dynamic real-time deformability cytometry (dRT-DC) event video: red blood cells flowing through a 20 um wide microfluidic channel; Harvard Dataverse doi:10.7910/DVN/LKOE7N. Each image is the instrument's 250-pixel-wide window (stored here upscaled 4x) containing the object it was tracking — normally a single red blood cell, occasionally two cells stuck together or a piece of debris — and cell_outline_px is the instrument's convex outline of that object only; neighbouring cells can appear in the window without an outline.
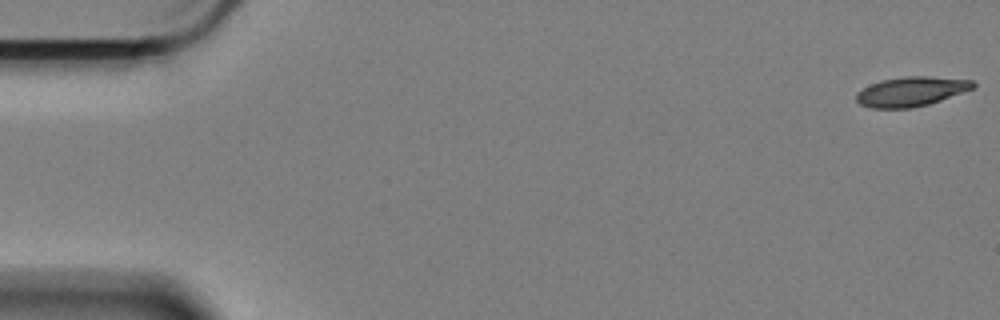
{"species": "Egyptian fruit bat (a non-hibernating species)", "species_latin": "Rousettus aegyptiacus", "temperature_condition": "cold", "stored_images_in_passage": 59, "camera_frame_rate_fps": 3000, "um_per_image_px": 0.085, "animal": {"sex": "female"}, "frame": {"image": 1, "passage_image": 1, "time_ms": 0.0, "image_size_px": [1000, 320], "cell_outline_px": [[976, 84], [972, 88], [940, 100], [928, 104], [912, 108], [872, 108], [860, 104], [856, 100], [856, 92], [872, 84], [884, 80], [904, 76], [928, 76], [972, 80]], "centroid_in_image_um": [77.42, 7.78], "position_along_channel_um": 7.6, "area_um2": 19.77}}
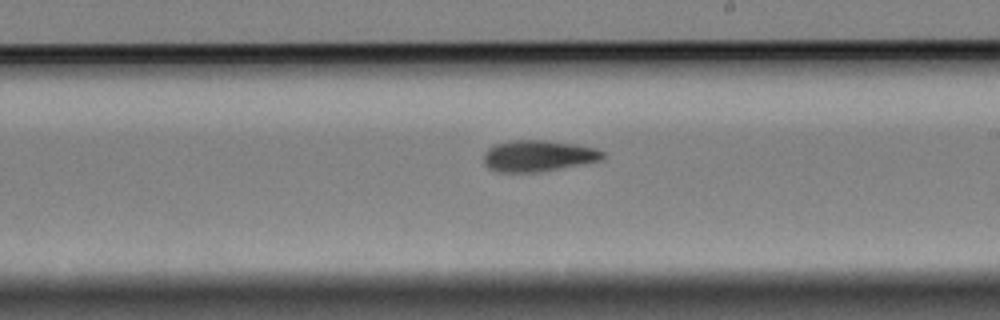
{"frame": {"image": 2, "passage_image": 34, "time_ms": 11.0, "image_size_px": [1000, 320], "cell_outline_px": [[604, 156], [600, 160], [540, 172], [496, 172], [488, 168], [484, 164], [484, 152], [488, 148], [496, 144], [516, 140], [544, 140], [576, 144], [592, 148], [604, 152]], "centroid_in_image_um": [45.69, 13.25], "position_along_channel_um": 243.3, "area_um2": 21.5}}
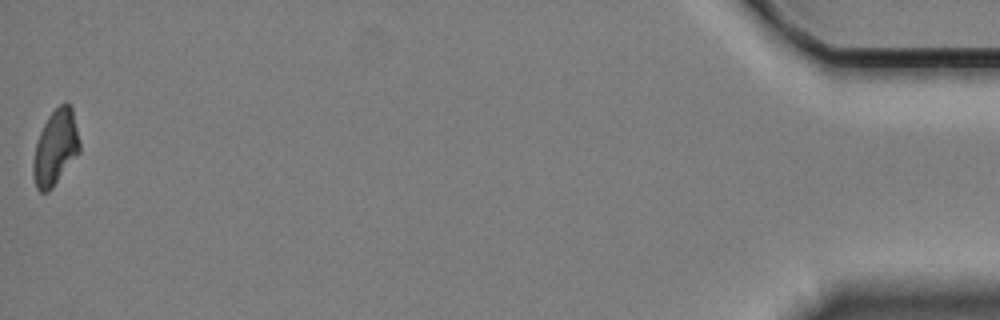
{"frame": {"image": 3, "passage_image": 59, "time_ms": 19.333, "image_size_px": [1000, 320], "cell_outline_px": [[80, 152], [52, 188], [48, 192], [40, 192], [36, 188], [32, 176], [32, 164], [36, 140], [48, 116], [64, 100], [68, 100], [72, 108], [80, 144]], "centroid_in_image_um": [4.7, 12.54], "position_along_channel_um": 430.5, "area_um2": 20.58}, "authors_computed_cell_mechanics": {"area_um2": 20.9236, "velocity_mm_per_s": 3.3762, "shape_relaxation_time_tau1_ms": 6.9446, "shape_relaxation_time_tau2_ms": 10.8185, "deformation_change_tau1": 0.1826, "deformation_change_tau2": 0.1872}}